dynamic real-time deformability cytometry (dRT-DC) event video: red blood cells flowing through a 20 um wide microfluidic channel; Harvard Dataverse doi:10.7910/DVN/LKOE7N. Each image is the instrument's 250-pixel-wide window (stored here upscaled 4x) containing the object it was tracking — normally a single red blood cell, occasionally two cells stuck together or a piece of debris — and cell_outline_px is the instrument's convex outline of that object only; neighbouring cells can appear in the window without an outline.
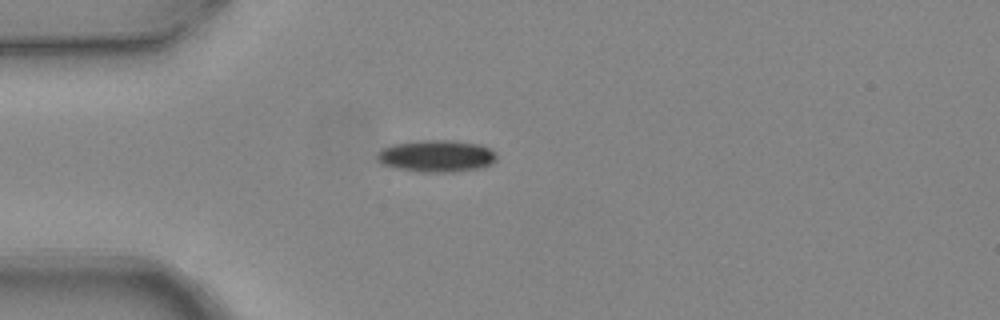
{"species": "common noctule bat (a hibernating species)", "species_latin": "Nyctalus noctula", "temperature_condition": "warm", "stored_images_in_passage": 4, "camera_frame_rate_fps": 3000, "um_per_image_px": 0.085, "animal": {"sex": "female", "body_mass_g": 24.6, "forearm_length_mm": 56.2}, "frame": {"image": 1, "passage_image": 3, "time_ms": 0.667, "image_size_px": [1000, 320], "cell_outline_px": [[496, 160], [492, 164], [480, 168], [452, 172], [420, 172], [396, 168], [384, 164], [376, 156], [384, 148], [392, 144], [420, 140], [448, 140], [480, 144], [496, 152]], "centroid_in_image_um": [37.15, 13.26], "position_along_channel_um": 47.9, "area_um2": 22.14}}